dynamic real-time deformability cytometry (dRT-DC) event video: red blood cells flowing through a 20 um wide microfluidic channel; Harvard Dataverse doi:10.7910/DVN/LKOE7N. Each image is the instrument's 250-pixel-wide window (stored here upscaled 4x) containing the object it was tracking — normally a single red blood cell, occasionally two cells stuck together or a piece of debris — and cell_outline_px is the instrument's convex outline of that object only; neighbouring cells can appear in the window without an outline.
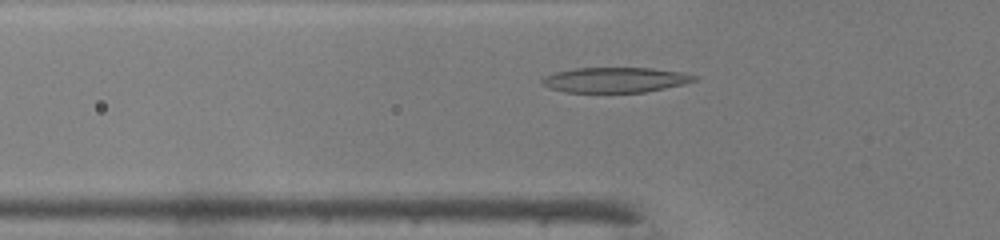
{"species": "common noctule bat (a hibernating species)", "species_latin": "Nyctalus noctula", "temperature_condition": "warm", "stored_images_in_passage": 39, "camera_frame_rate_fps": 3000, "um_per_image_px": 0.085, "animal": {"sex": "male", "body_mass_g": 19.0, "forearm_length_mm": 50.8}, "frame": {"image": 1, "passage_image": 8, "time_ms": 2.333, "image_size_px": [1000, 240], "cell_outline_px": [[696, 80], [684, 84], [644, 92], [564, 92], [548, 88], [540, 84], [540, 80], [544, 76], [556, 72], [576, 68], [652, 68], [684, 72], [696, 76]], "centroid_in_image_um": [52.25, 6.79], "position_along_channel_um": 73.5, "area_um2": 22.37}}
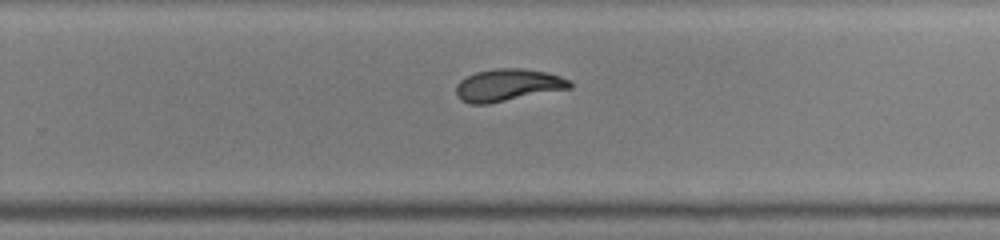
{"frame": {"image": 2, "passage_image": 23, "time_ms": 7.333, "image_size_px": [1000, 240], "cell_outline_px": [[572, 88], [488, 104], [472, 104], [460, 100], [456, 92], [456, 84], [460, 80], [476, 72], [496, 68], [524, 68], [548, 72], [572, 80]], "centroid_in_image_um": [43.2, 7.23], "position_along_channel_um": 286.6, "area_um2": 21.56}}
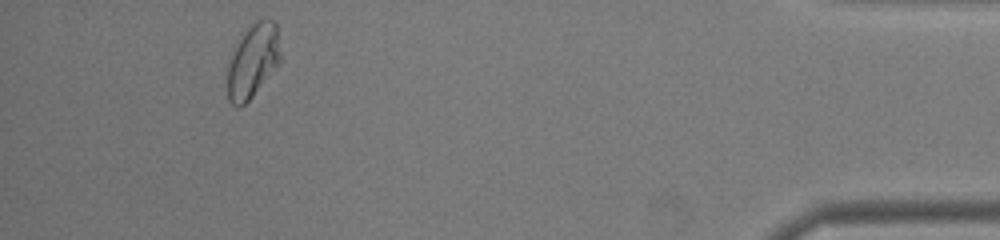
{"frame": {"image": 3, "passage_image": 36, "time_ms": 11.667, "image_size_px": [1000, 240], "cell_outline_px": [[280, 64], [252, 96], [240, 108], [236, 108], [228, 100], [228, 64], [244, 32], [256, 20], [272, 20], [276, 24], [280, 56]], "centroid_in_image_um": [21.5, 5.22], "position_along_channel_um": 413.7, "area_um2": 22.25}, "authors_computed_cell_mechanics": {"area_um2": 21.9062, "velocity_mm_per_s": 4.2644, "shape_relaxation_time_tau1_ms": 4.3215, "shape_relaxation_time_tau2_ms": 1.8715, "deformation_change_tau1": 0.191, "deformation_change_tau2": 0.084}}